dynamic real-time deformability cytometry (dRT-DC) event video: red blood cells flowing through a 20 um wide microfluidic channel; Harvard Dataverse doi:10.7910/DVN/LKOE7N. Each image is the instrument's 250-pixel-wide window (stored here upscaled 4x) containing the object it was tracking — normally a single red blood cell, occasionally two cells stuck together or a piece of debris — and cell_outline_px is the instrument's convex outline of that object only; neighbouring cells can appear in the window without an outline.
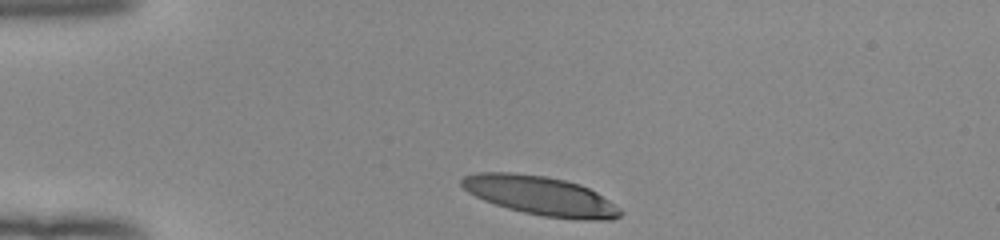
{"species": "human", "species_latin": "Homo sapiens", "temperature_condition": "room temperature", "stored_images_in_passage": 32, "camera_frame_rate_fps": 3000, "um_per_image_px": 0.085, "donor": {"sex": "female"}, "frame": {"image": 1, "passage_image": 1, "time_ms": 0.0, "image_size_px": [1000, 240], "cell_outline_px": [[624, 212], [620, 216], [612, 220], [580, 220], [544, 216], [524, 212], [508, 208], [484, 200], [468, 192], [460, 184], [460, 180], [464, 176], [476, 172], [508, 172], [544, 176], [564, 180], [580, 184], [596, 192], [620, 208]], "centroid_in_image_um": [45.96, 16.64], "position_along_channel_um": 39.0, "area_um2": 35.95}}
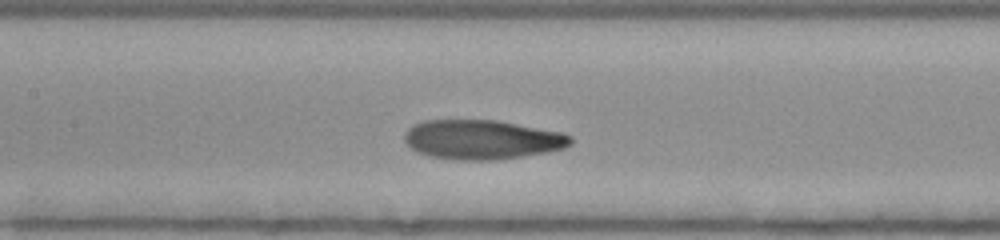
{"frame": {"image": 2, "passage_image": 14, "time_ms": 4.333, "image_size_px": [1000, 240], "cell_outline_px": [[572, 144], [564, 148], [548, 152], [496, 160], [460, 160], [428, 156], [416, 152], [404, 140], [404, 136], [408, 128], [412, 124], [424, 120], [496, 120], [560, 132], [572, 136]], "centroid_in_image_um": [40.95, 11.87], "position_along_channel_um": 166.4, "area_um2": 38.21}}
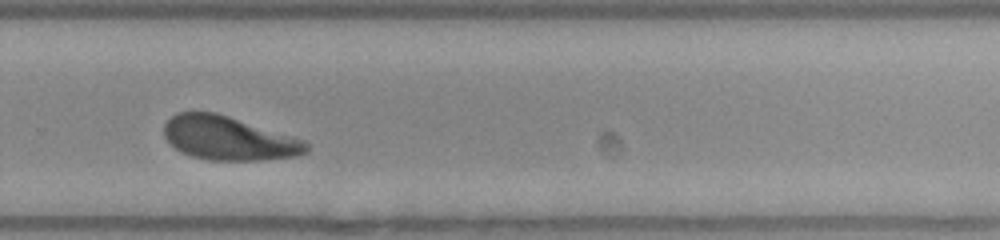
{"frame": {"image": 3, "passage_image": 25, "time_ms": 8.0, "image_size_px": [1000, 240], "cell_outline_px": [[308, 152], [296, 156], [260, 160], [208, 160], [192, 156], [176, 148], [164, 136], [164, 124], [176, 112], [216, 112], [304, 140], [308, 144]], "centroid_in_image_um": [19.43, 11.75], "position_along_channel_um": 310.4, "area_um2": 35.89}, "authors_computed_cell_mechanics": {"area_um2": 37.4255, "velocity_mm_per_s": 3.9366, "shape_relaxation_time_tau1_ms": 2.9498, "shape_relaxation_time_tau2_ms": 4.0903, "deformation_change_tau1": 0.1449, "deformation_change_tau2": 0.1257}}